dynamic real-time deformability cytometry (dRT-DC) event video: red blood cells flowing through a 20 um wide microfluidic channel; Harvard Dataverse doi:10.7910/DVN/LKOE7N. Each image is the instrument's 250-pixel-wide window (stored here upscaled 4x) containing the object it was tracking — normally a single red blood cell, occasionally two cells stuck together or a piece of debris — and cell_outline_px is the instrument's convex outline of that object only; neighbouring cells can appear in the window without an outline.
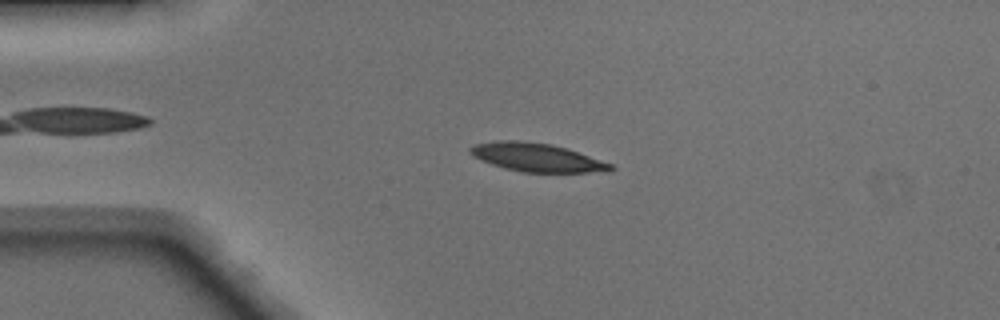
{"species": "Egyptian fruit bat (a non-hibernating species)", "species_latin": "Rousettus aegyptiacus", "temperature_condition": "warm", "stored_images_in_passage": 48, "camera_frame_rate_fps": 3000, "um_per_image_px": 0.085, "animal": {"sex": "male"}, "frame": {"image": 1, "passage_image": 11, "time_ms": 3.333, "image_size_px": [1000, 320], "cell_outline_px": [[616, 168], [612, 172], [524, 172], [504, 168], [480, 160], [472, 156], [468, 152], [468, 148], [476, 144], [500, 140], [520, 140], [552, 144], [568, 148], [612, 164]], "centroid_in_image_um": [45.65, 13.38], "position_along_channel_um": 39.4, "area_um2": 23.47}}
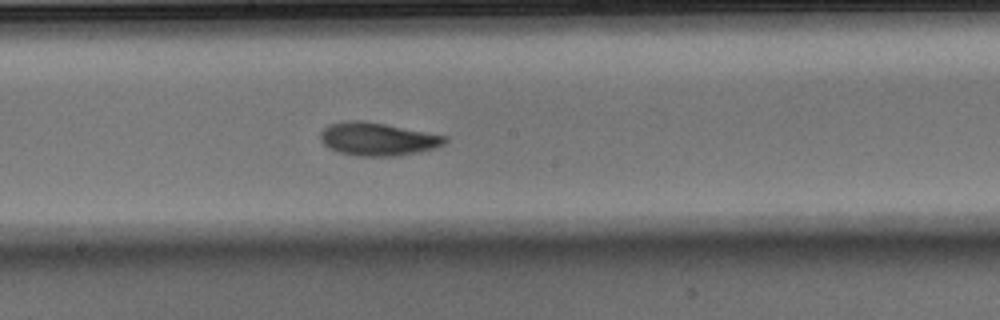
{"frame": {"image": 2, "passage_image": 26, "time_ms": 8.333, "image_size_px": [1000, 320], "cell_outline_px": [[448, 140], [444, 144], [436, 148], [420, 152], [400, 156], [356, 156], [336, 152], [328, 148], [320, 140], [320, 132], [328, 124], [352, 120], [360, 120], [384, 124], [448, 136]], "centroid_in_image_um": [32.09, 11.84], "position_along_channel_um": 216.1, "area_um2": 24.22}}
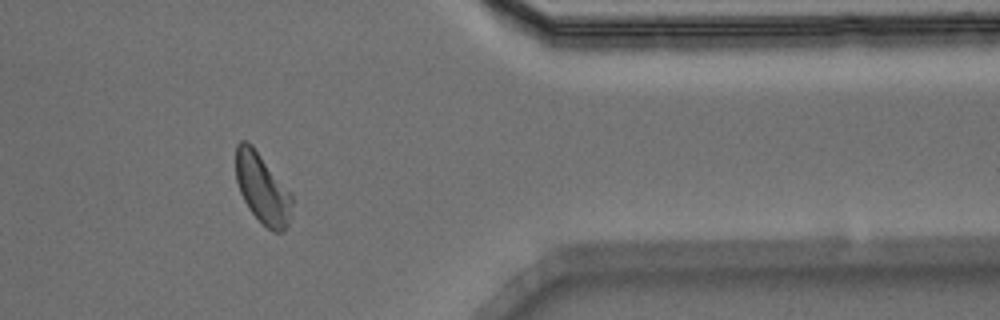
{"frame": {"image": 3, "passage_image": 40, "time_ms": 13.0, "image_size_px": [1000, 320], "cell_outline_px": [[292, 204], [288, 224], [284, 232], [272, 232], [248, 208], [240, 192], [236, 180], [236, 144], [240, 140], [248, 140], [252, 144], [292, 196]], "centroid_in_image_um": [22.27, 16.01], "position_along_channel_um": 389.1, "area_um2": 22.54}, "authors_computed_cell_mechanics": {"area_um2": 23.0044, "velocity_mm_per_s": 4.1119, "shape_relaxation_time_tau1_ms": 2.9069, "shape_relaxation_time_tau2_ms": 1.1383, "deformation_change_tau1": 0.142, "deformation_change_tau2": 0.0565}}